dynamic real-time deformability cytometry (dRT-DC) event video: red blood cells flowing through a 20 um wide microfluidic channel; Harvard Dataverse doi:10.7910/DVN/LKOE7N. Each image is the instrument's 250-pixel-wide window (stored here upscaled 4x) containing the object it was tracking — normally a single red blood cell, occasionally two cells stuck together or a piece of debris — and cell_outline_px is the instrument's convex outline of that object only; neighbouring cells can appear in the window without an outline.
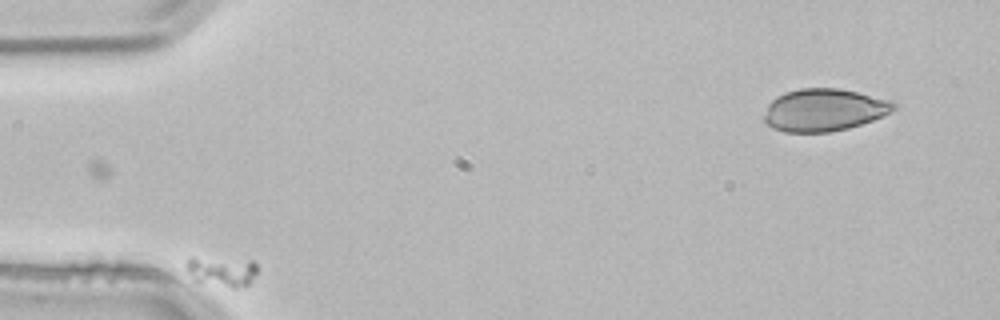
{"species": "common noctule bat (a hibernating species)", "species_latin": "Nyctalus noctula", "temperature_condition": "room temperature", "stored_images_in_passage": 9, "camera_frame_rate_fps": 3000, "um_per_image_px": 0.085, "animal": {"sex": "male", "body_mass_g": 21.5, "forearm_length_mm": 52.0}, "frame": {"image": 1, "passage_image": 4, "time_ms": 1.0, "image_size_px": [1000, 320], "cell_outline_px": [[256, 272], [252, 280], [248, 284], [236, 288], [232, 288], [200, 284], [192, 280], [184, 268], [184, 264], [188, 256], [192, 256], [252, 260], [256, 264]], "centroid_in_image_um": [18.74, 23.06], "position_along_channel_um": 66.3, "area_um2": 13.18}}
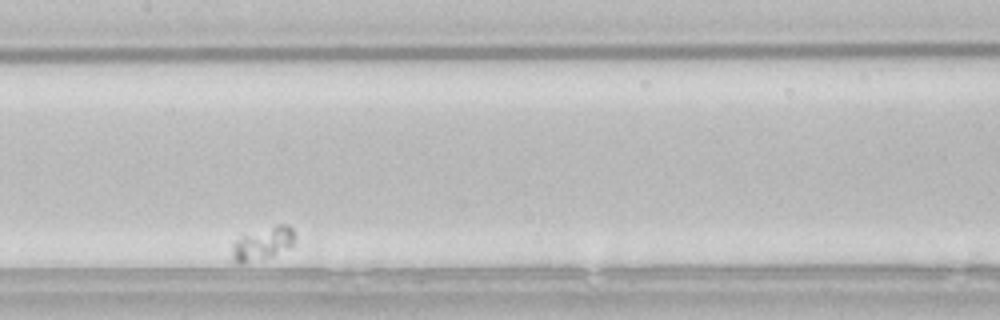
{"frame": {"image": 2, "passage_image": 7, "time_ms": 2.0, "image_size_px": [1000, 320], "cell_outline_px": [[296, 236], [292, 248], [272, 256], [244, 264], [240, 264], [232, 256], [232, 244], [244, 232], [276, 224], [288, 224], [292, 228]], "centroid_in_image_um": [22.36, 20.66], "position_along_channel_um": 185.0, "area_um2": 12.66}}
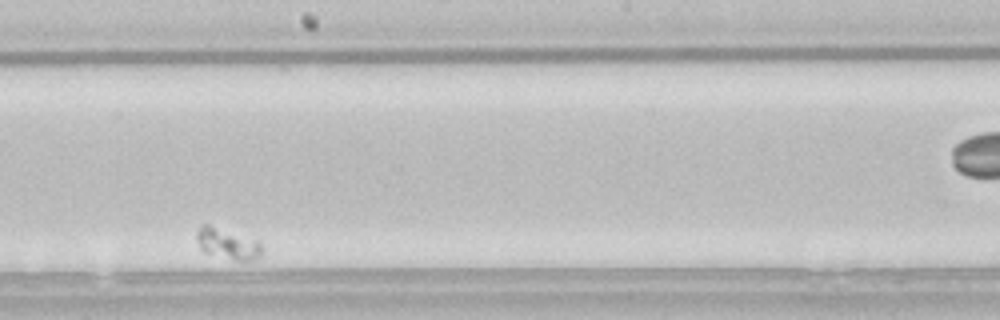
{"frame": {"image": 3, "passage_image": 8, "time_ms": 2.333, "image_size_px": [1000, 320], "cell_outline_px": [[264, 252], [256, 260], [248, 264], [244, 264], [204, 252], [200, 248], [196, 240], [196, 232], [204, 224], [208, 224], [260, 240], [264, 248]], "centroid_in_image_um": [19.45, 20.78], "position_along_channel_um": 228.7, "area_um2": 12.54}}